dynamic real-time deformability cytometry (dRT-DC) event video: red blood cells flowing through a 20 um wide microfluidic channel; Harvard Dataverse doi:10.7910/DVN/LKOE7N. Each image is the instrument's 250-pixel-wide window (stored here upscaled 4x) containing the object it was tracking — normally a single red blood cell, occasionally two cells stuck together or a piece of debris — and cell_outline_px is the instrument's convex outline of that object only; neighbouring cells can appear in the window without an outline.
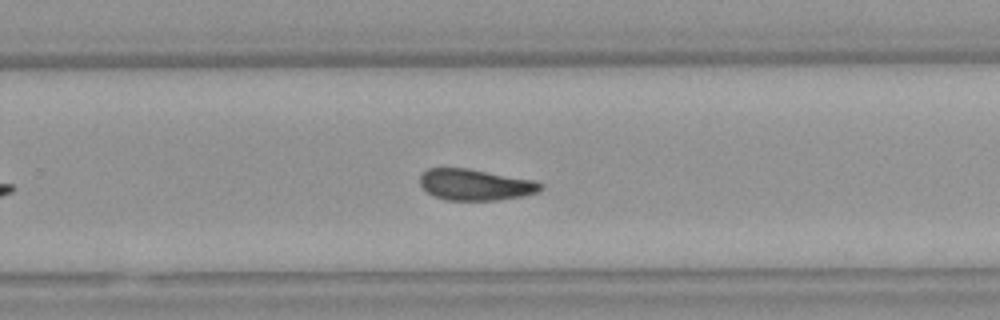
{"species": "Egyptian fruit bat (a non-hibernating species)", "species_latin": "Rousettus aegyptiacus", "temperature_condition": "warm", "stored_images_in_passage": 42, "camera_frame_rate_fps": 3000, "um_per_image_px": 0.085, "animal": {"sex": "female"}, "frame": {"image": 1, "passage_image": 24, "time_ms": 7.667, "image_size_px": [1000, 320], "cell_outline_px": [[544, 188], [536, 192], [524, 196], [500, 200], [444, 200], [428, 192], [420, 184], [420, 172], [428, 168], [468, 168], [532, 180], [544, 184]], "centroid_in_image_um": [40.39, 15.7], "position_along_channel_um": 289.4, "area_um2": 21.96}}
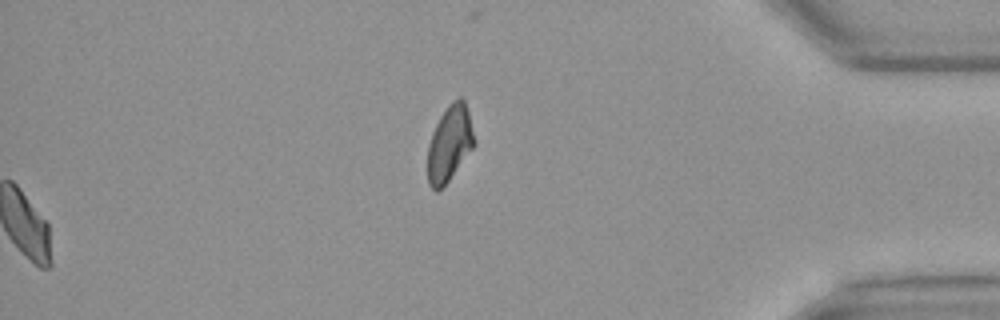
{"frame": {"image": 2, "passage_image": 42, "time_ms": 13.667, "image_size_px": [1000, 320], "cell_outline_px": [[476, 144], [448, 180], [436, 192], [428, 184], [428, 144], [432, 132], [440, 116], [448, 104], [452, 100], [460, 96], [464, 100], [468, 112], [476, 140]], "centroid_in_image_um": [38.22, 12.16], "position_along_channel_um": 397.0, "area_um2": 20.46}, "authors_computed_cell_mechanics": {"area_um2": 22.3397, "velocity_mm_per_s": 4.1178, "shape_relaxation_time_tau1_ms": 9.2613, "shape_relaxation_time_tau2_ms": 2.7357, "deformation_change_tau1": 0.1882, "deformation_change_tau2": 0.0815}}